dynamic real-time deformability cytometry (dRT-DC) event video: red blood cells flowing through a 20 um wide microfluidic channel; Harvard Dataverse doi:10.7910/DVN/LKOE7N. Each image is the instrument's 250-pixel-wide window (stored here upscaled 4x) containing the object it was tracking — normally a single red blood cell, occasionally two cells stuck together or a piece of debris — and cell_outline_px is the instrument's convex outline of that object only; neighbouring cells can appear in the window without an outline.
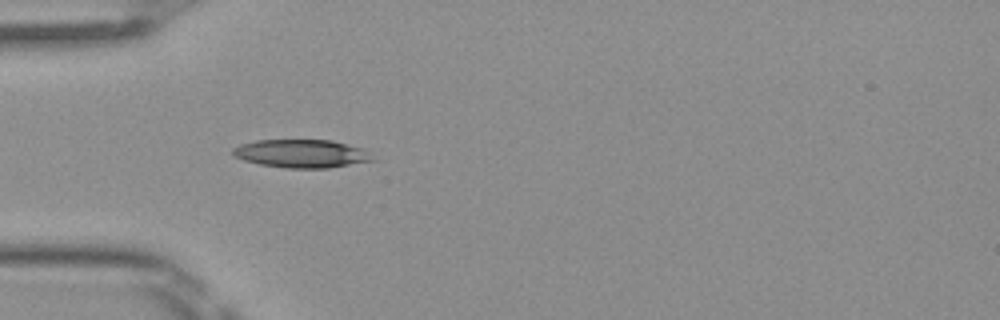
{"species": "Egyptian fruit bat (a non-hibernating species)", "species_latin": "Rousettus aegyptiacus", "temperature_condition": "room temperature", "stored_images_in_passage": 2, "camera_frame_rate_fps": 3000, "um_per_image_px": 0.085, "frame": {"image": 1, "passage_image": 2, "time_ms": 0.333, "image_size_px": [1000, 320], "cell_outline_px": [[376, 160], [328, 168], [284, 168], [260, 164], [244, 160], [232, 156], [232, 148], [240, 144], [256, 140], [332, 140], [364, 148]], "centroid_in_image_um": [25.62, 13.05], "position_along_channel_um": 59.4, "area_um2": 23.12}}